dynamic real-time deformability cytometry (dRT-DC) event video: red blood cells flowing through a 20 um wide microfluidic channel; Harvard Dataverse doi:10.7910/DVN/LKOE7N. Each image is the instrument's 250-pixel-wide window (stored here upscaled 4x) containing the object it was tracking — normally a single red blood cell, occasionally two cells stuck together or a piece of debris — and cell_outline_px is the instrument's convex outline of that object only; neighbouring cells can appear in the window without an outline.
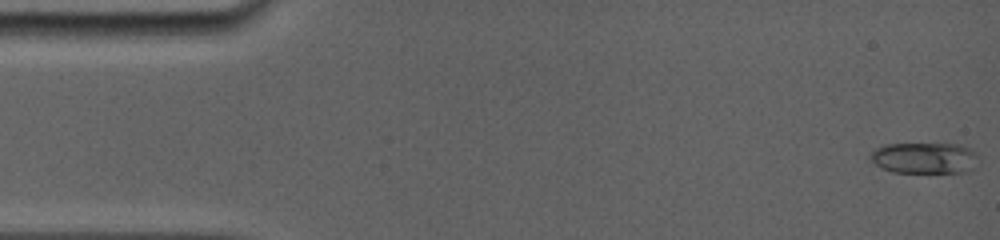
{"species": "common noctule bat (a hibernating species)", "species_latin": "Nyctalus noctula", "temperature_condition": "room temperature", "stored_images_in_passage": 26, "camera_frame_rate_fps": 5000, "um_per_image_px": 0.085, "animal": {"sex": "female", "body_mass_g": 19.0, "forearm_length_mm": 56.7}, "frame": {"image": 1, "passage_image": 1, "time_ms": 0.0, "image_size_px": [1000, 240], "cell_outline_px": [[976, 156], [972, 168], [964, 172], [892, 172], [880, 168], [868, 156], [876, 148], [884, 144], [960, 144], [976, 152]], "centroid_in_image_um": [78.52, 13.42], "position_along_channel_um": 6.5, "area_um2": 19.36}}
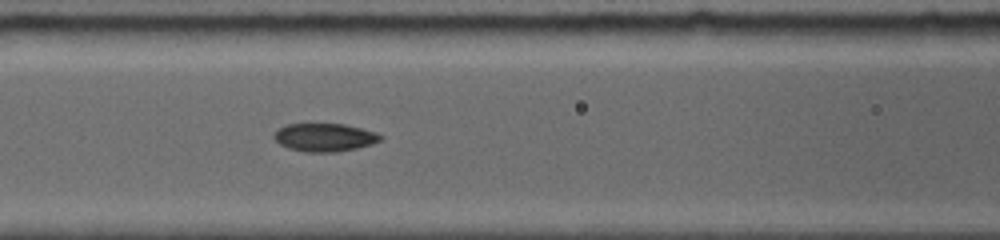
{"frame": {"image": 2, "passage_image": 19, "time_ms": 6.6, "image_size_px": [1000, 240], "cell_outline_px": [[384, 136], [380, 140], [372, 144], [356, 148], [336, 152], [304, 152], [288, 148], [280, 144], [272, 136], [276, 128], [288, 124], [344, 124], [376, 132]], "centroid_in_image_um": [27.56, 11.68], "position_along_channel_um": 139.0, "area_um2": 17.51}}
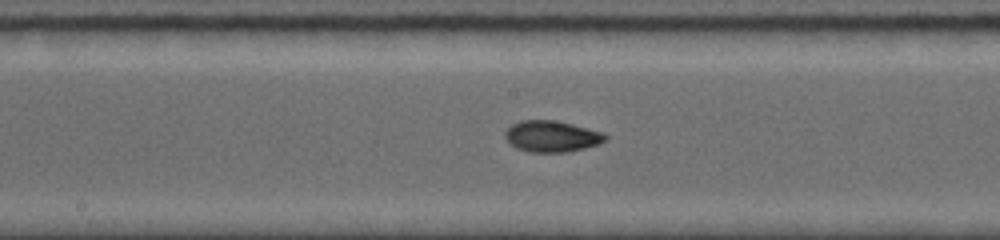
{"frame": {"image": 3, "passage_image": 26, "time_ms": 8.2, "image_size_px": [1000, 240], "cell_outline_px": [[608, 140], [600, 144], [568, 152], [528, 152], [516, 148], [504, 136], [504, 132], [512, 124], [520, 120], [556, 120], [604, 132], [608, 136]], "centroid_in_image_um": [46.93, 11.59], "position_along_channel_um": 201.3, "area_um2": 18.44}}